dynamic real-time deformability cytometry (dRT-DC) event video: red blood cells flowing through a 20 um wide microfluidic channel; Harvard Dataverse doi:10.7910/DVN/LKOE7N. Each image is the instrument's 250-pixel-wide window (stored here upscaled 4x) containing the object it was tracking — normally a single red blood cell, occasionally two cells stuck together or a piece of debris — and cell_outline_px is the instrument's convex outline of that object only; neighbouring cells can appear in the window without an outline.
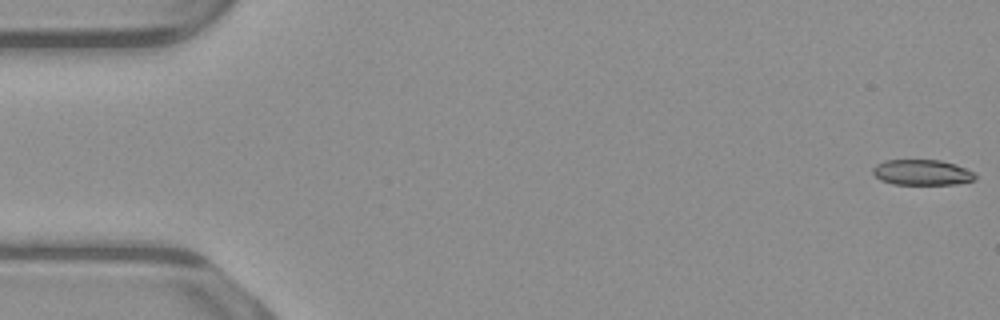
{"species": "common noctule bat (a hibernating species)", "species_latin": "Nyctalus noctula", "temperature_condition": "warm", "stored_images_in_passage": 54, "segment_of_instrument_passage": [1, 2], "camera_frame_rate_fps": 3000, "um_per_image_px": 0.085, "animal": {"sex": "male", "body_mass_g": 23.1, "forearm_length_mm": 52.7}, "frame": {"image": 1, "passage_image": 1, "time_ms": 0.0, "image_size_px": [1000, 320], "cell_outline_px": [[972, 180], [948, 184], [900, 184], [884, 180], [876, 172], [884, 164], [892, 160], [932, 160], [952, 164], [968, 172], [972, 176]], "centroid_in_image_um": [78.42, 14.67], "position_along_channel_um": 6.6, "area_um2": 13.41}}
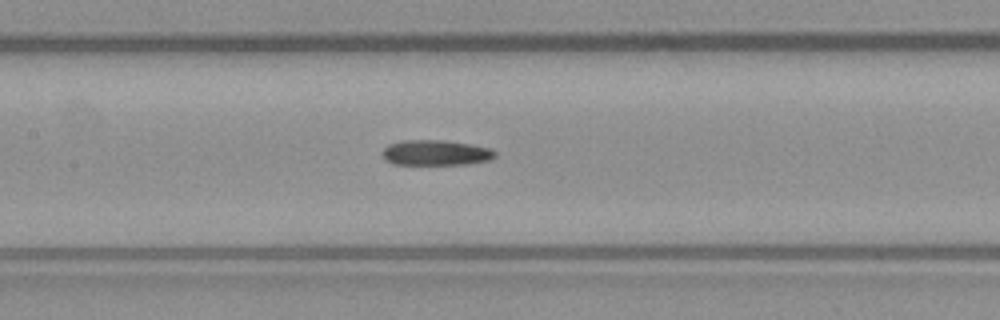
{"frame": {"image": 2, "passage_image": 25, "time_ms": 8.0, "image_size_px": [1000, 320], "cell_outline_px": [[492, 156], [480, 160], [444, 164], [404, 164], [392, 160], [384, 152], [388, 148], [396, 144], [460, 144], [480, 148], [492, 152]], "centroid_in_image_um": [37.02, 13.06], "position_along_channel_um": 170.4, "area_um2": 12.83}}
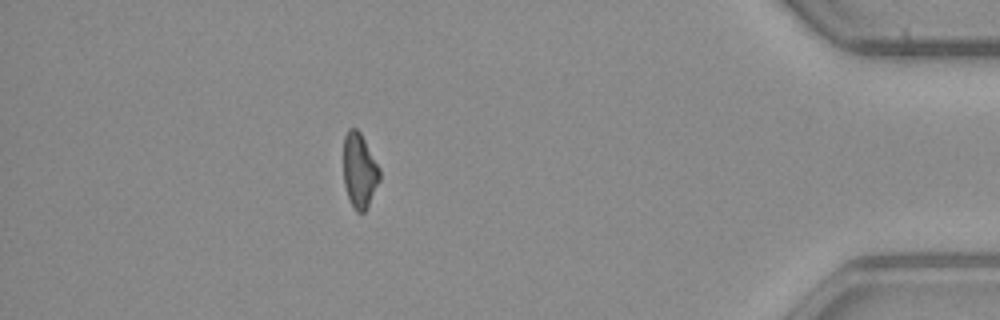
{"frame": {"image": 3, "passage_image": 47, "time_ms": 15.333, "image_size_px": [1000, 320], "cell_outline_px": [[380, 176], [364, 208], [360, 212], [352, 204], [344, 180], [344, 140], [348, 132], [352, 128], [360, 136], [376, 164], [380, 172]], "centroid_in_image_um": [30.51, 14.48], "position_along_channel_um": 404.7, "area_um2": 13.87}}